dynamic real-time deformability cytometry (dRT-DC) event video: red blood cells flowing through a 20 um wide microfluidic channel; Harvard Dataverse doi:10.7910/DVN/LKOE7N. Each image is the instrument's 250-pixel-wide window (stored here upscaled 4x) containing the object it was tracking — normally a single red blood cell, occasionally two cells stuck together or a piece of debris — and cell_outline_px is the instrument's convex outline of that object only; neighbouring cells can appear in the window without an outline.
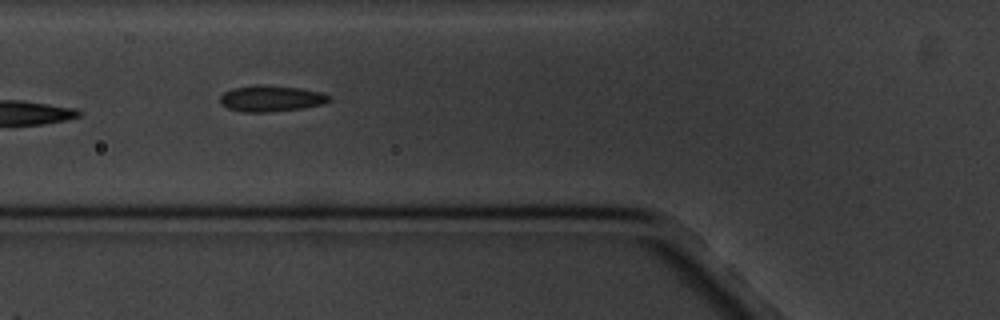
{"species": "common noctule bat (a hibernating species)", "species_latin": "Nyctalus noctula", "temperature_condition": "cold", "stored_images_in_passage": 17, "camera_frame_rate_fps": 3000, "um_per_image_px": 0.085, "animal": {"sex": "male", "body_mass_g": 20.1, "forearm_length_mm": 53.5}, "frame": {"image": 1, "passage_image": 6, "time_ms": 6.0, "image_size_px": [1000, 320], "cell_outline_px": [[332, 100], [324, 104], [300, 108], [272, 112], [240, 112], [228, 108], [220, 104], [220, 96], [224, 92], [232, 88], [256, 84], [260, 84], [300, 88], [324, 92], [332, 96]], "centroid_in_image_um": [23.06, 8.37], "position_along_channel_um": 102.7, "area_um2": 16.94}}
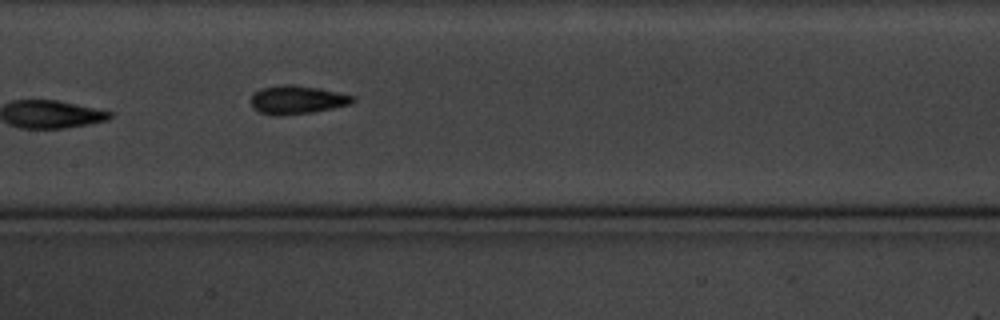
{"frame": {"image": 2, "passage_image": 8, "time_ms": 8.333, "image_size_px": [1000, 320], "cell_outline_px": [[356, 100], [352, 104], [312, 112], [284, 116], [272, 116], [260, 112], [252, 108], [252, 96], [260, 88], [280, 84], [292, 84], [320, 88], [356, 96]], "centroid_in_image_um": [25.27, 8.48], "position_along_channel_um": 182.1, "area_um2": 17.17}, "authors_computed_cell_mechanics": {"area_um2": 17.5134, "velocity_mm_per_s": 3.3837, "shape_relaxation_time_tau1_ms": null, "shape_relaxation_time_tau2_ms": 2.6985, "deformation_change_tau1": null, "deformation_change_tau2": 0.0684}}